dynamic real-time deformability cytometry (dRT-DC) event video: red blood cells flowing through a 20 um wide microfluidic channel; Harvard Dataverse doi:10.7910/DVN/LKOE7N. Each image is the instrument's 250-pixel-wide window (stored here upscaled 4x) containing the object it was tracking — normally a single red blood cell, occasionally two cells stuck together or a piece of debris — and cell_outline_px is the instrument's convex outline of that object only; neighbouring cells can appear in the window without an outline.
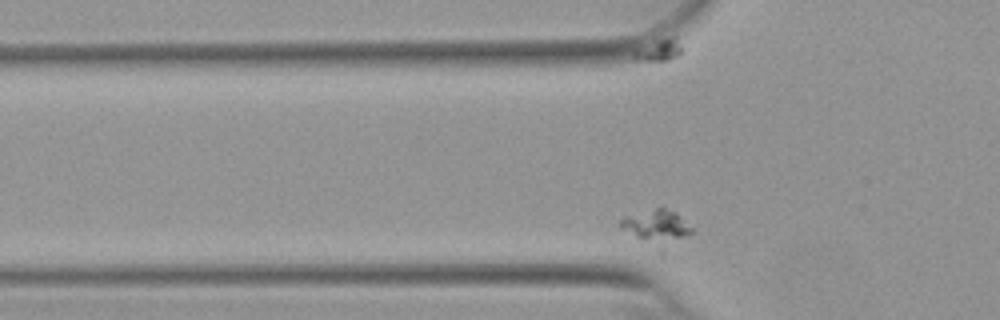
{"species": "Egyptian fruit bat (a non-hibernating species)", "species_latin": "Rousettus aegyptiacus", "temperature_condition": "warm", "stored_images_in_passage": 31, "camera_frame_rate_fps": 3000, "um_per_image_px": 0.085, "animal": {"sex": "female"}, "frame": {"image": 1, "passage_image": 3, "time_ms": 0.667, "image_size_px": [1000, 320], "cell_outline_px": [[692, 232], [688, 236], [636, 236], [620, 228], [616, 224], [624, 216], [660, 204], [676, 212], [692, 228]], "centroid_in_image_um": [55.7, 18.95], "position_along_channel_um": 70.1, "area_um2": 11.96}}
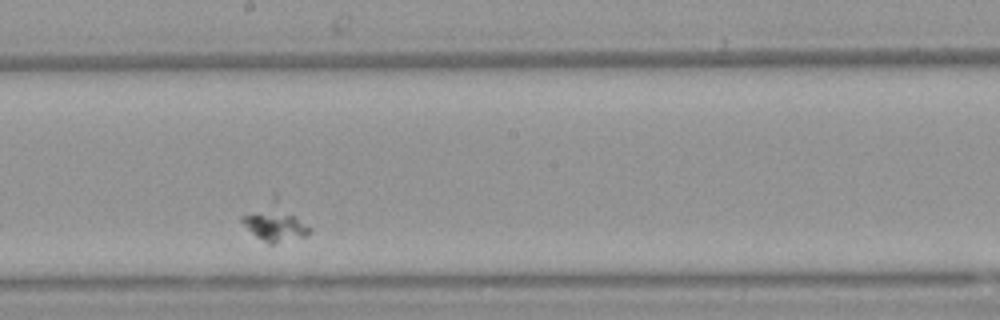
{"frame": {"image": 2, "passage_image": 17, "time_ms": 5.333, "image_size_px": [1000, 320], "cell_outline_px": [[312, 232], [308, 236], [272, 244], [268, 244], [256, 236], [240, 220], [240, 216], [296, 216], [308, 224], [312, 228]], "centroid_in_image_um": [23.54, 19.37], "position_along_channel_um": 224.7, "area_um2": 10.4}}
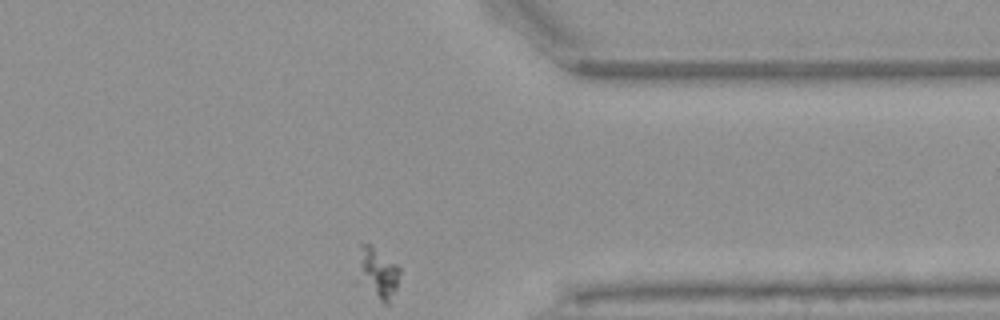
{"frame": {"image": 3, "passage_image": 31, "time_ms": 10.0, "image_size_px": [1000, 320], "cell_outline_px": [[400, 272], [396, 288], [388, 304], [384, 304], [380, 300], [364, 276], [360, 248], [360, 240], [372, 244], [396, 264], [400, 268]], "centroid_in_image_um": [32.25, 23.09], "position_along_channel_um": 379.2, "area_um2": 10.87}}